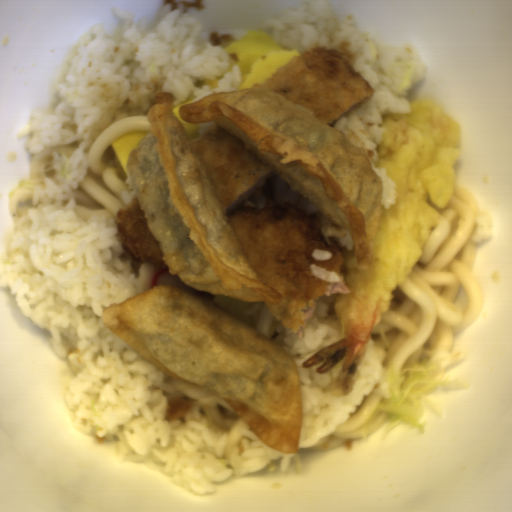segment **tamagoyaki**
I'll list each match as a JSON object with an SVG mask.
<instances>
[{"mask_svg": "<svg viewBox=\"0 0 512 512\" xmlns=\"http://www.w3.org/2000/svg\"><path fill=\"white\" fill-rule=\"evenodd\" d=\"M225 53L227 60L240 70L241 83L237 90L253 84L262 86L282 67L302 55L266 31L257 29L225 48Z\"/></svg>", "mask_w": 512, "mask_h": 512, "instance_id": "81b7327e", "label": "tamagoyaki"}, {"mask_svg": "<svg viewBox=\"0 0 512 512\" xmlns=\"http://www.w3.org/2000/svg\"><path fill=\"white\" fill-rule=\"evenodd\" d=\"M149 130L127 131L117 136L111 144L113 151L127 172V160L133 147L139 144Z\"/></svg>", "mask_w": 512, "mask_h": 512, "instance_id": "833754b4", "label": "tamagoyaki"}, {"mask_svg": "<svg viewBox=\"0 0 512 512\" xmlns=\"http://www.w3.org/2000/svg\"><path fill=\"white\" fill-rule=\"evenodd\" d=\"M195 102L193 99L189 100L187 102L181 103L179 105H176L172 108V112L177 117V119L180 121L182 126L184 127L185 131L187 132L191 142L193 143L198 138H200L212 125H214L215 121H209L205 123H185L179 116L178 109L180 106H182L185 103H191Z\"/></svg>", "mask_w": 512, "mask_h": 512, "instance_id": "9680ed9f", "label": "tamagoyaki"}]
</instances>
